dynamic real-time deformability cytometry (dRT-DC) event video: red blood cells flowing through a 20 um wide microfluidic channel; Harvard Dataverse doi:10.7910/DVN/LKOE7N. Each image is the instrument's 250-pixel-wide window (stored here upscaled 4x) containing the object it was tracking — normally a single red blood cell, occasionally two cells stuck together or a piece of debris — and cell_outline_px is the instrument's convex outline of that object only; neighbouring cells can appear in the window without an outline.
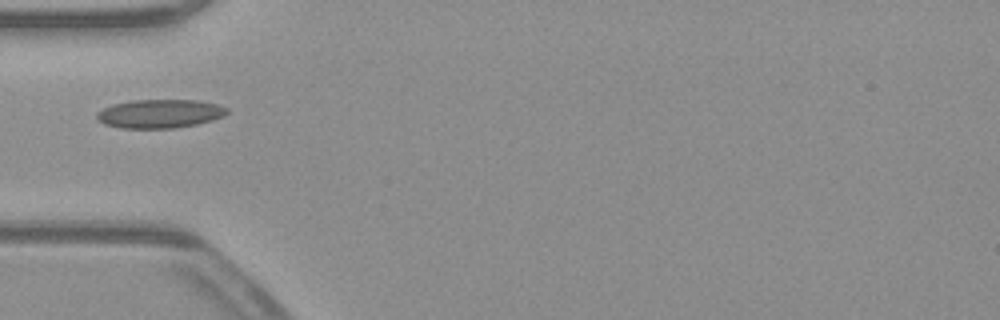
{"species": "common noctule bat (a hibernating species)", "species_latin": "Nyctalus noctula", "temperature_condition": "warm", "stored_images_in_passage": 7, "camera_frame_rate_fps": 3000, "um_per_image_px": 0.085, "animal": {"sex": "male", "body_mass_g": 23.1, "forearm_length_mm": 52.7}, "frame": {"image": 1, "passage_image": 1, "time_ms": 0.0, "image_size_px": [1000, 320], "cell_outline_px": [[228, 112], [224, 116], [212, 120], [196, 124], [172, 128], [120, 128], [104, 124], [96, 116], [96, 112], [112, 104], [132, 100], [200, 100], [216, 104], [228, 108]], "centroid_in_image_um": [13.58, 9.66], "position_along_channel_um": 71.4, "area_um2": 21.73}}
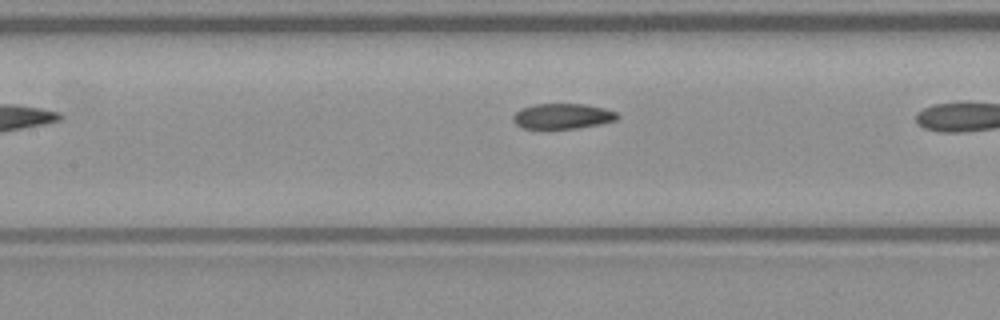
{"frame": {"image": 2, "passage_image": 5, "time_ms": 1.333, "image_size_px": [1000, 320], "cell_outline_px": [[620, 116], [616, 120], [600, 124], [576, 128], [544, 132], [520, 128], [512, 120], [512, 116], [520, 108], [536, 104], [584, 104], [604, 108], [616, 112]], "centroid_in_image_um": [47.73, 9.93], "position_along_channel_um": 159.7, "area_um2": 16.18}}